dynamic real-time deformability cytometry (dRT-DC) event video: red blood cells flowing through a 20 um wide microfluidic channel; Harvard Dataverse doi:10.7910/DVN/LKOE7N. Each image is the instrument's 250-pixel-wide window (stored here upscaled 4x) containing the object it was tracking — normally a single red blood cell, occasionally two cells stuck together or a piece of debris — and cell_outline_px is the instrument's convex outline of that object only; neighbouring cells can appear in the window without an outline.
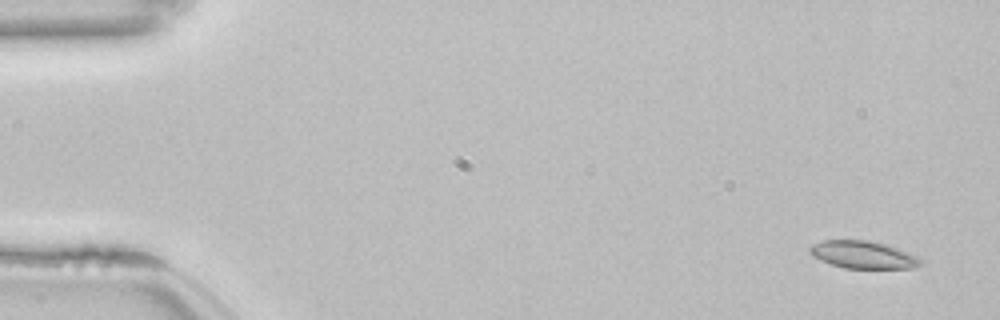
{"species": "common noctule bat (a hibernating species)", "species_latin": "Nyctalus noctula", "temperature_condition": "room temperature", "stored_images_in_passage": 52, "camera_frame_rate_fps": 3000, "um_per_image_px": 0.085, "animal": {"sex": "female", "body_mass_g": 22.7, "forearm_length_mm": 54.2}, "frame": {"image": 1, "passage_image": 1, "time_ms": 0.0, "image_size_px": [1000, 320], "cell_outline_px": [[924, 260], [920, 264], [912, 268], [844, 268], [820, 260], [812, 256], [808, 252], [808, 248], [812, 244], [824, 240], [868, 240], [884, 244], [920, 256]], "centroid_in_image_um": [73.35, 21.65], "position_along_channel_um": 11.6, "area_um2": 17.8}}
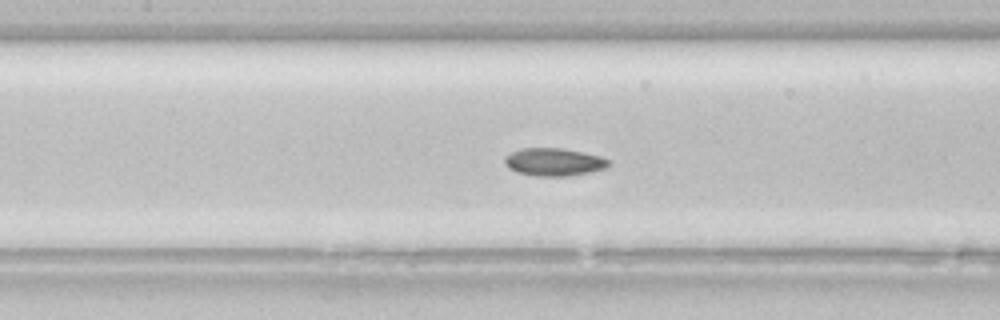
{"frame": {"image": 2, "passage_image": 23, "time_ms": 7.333, "image_size_px": [1000, 320], "cell_outline_px": [[612, 164], [604, 168], [588, 172], [568, 176], [536, 176], [516, 172], [508, 168], [504, 164], [504, 156], [520, 148], [560, 148], [584, 152], [600, 156], [612, 160]], "centroid_in_image_um": [47.07, 13.76], "position_along_channel_um": 160.3, "area_um2": 16.99}}
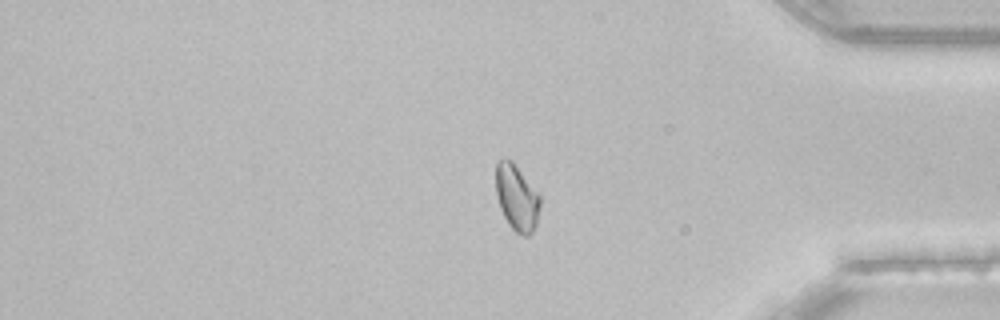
{"frame": {"image": 3, "passage_image": 43, "time_ms": 14.0, "image_size_px": [1000, 320], "cell_outline_px": [[540, 204], [536, 224], [532, 232], [528, 236], [524, 236], [516, 232], [508, 224], [500, 208], [496, 196], [496, 160], [504, 156], [512, 160], [540, 192]], "centroid_in_image_um": [43.92, 16.74], "position_along_channel_um": 391.3, "area_um2": 17.51}, "authors_computed_cell_mechanics": {"area_um2": 17.3689, "velocity_mm_per_s": 3.8298, "shape_relaxation_time_tau1_ms": null, "shape_relaxation_time_tau2_ms": 2.4473, "deformation_change_tau1": null, "deformation_change_tau2": 0.0498}}